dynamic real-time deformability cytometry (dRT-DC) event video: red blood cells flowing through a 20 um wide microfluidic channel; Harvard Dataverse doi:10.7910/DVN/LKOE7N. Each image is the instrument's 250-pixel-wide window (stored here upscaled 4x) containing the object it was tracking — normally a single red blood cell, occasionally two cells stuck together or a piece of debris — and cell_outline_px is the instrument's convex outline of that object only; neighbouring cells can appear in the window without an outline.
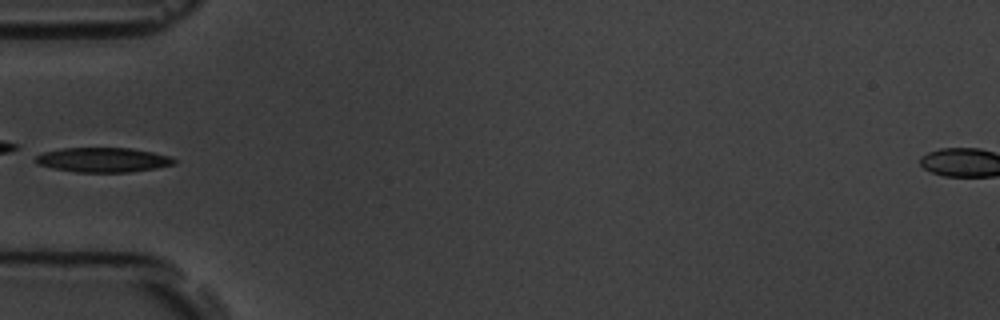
{"species": "common noctule bat (a hibernating species)", "species_latin": "Nyctalus noctula", "temperature_condition": "room temperature", "stored_images_in_passage": 7, "camera_frame_rate_fps": 3000, "um_per_image_px": 0.085, "animal": {"sex": "male", "body_mass_g": 19.5, "forearm_length_mm": 54.6}, "frame": {"image": 1, "passage_image": 5, "time_ms": 4.667, "image_size_px": [1000, 320], "cell_outline_px": [[176, 164], [156, 168], [128, 172], [76, 172], [52, 168], [36, 164], [36, 156], [44, 152], [64, 148], [132, 148], [152, 152], [168, 156], [176, 160]], "centroid_in_image_um": [8.76, 13.59], "position_along_channel_um": 76.2, "area_um2": 19.77}}
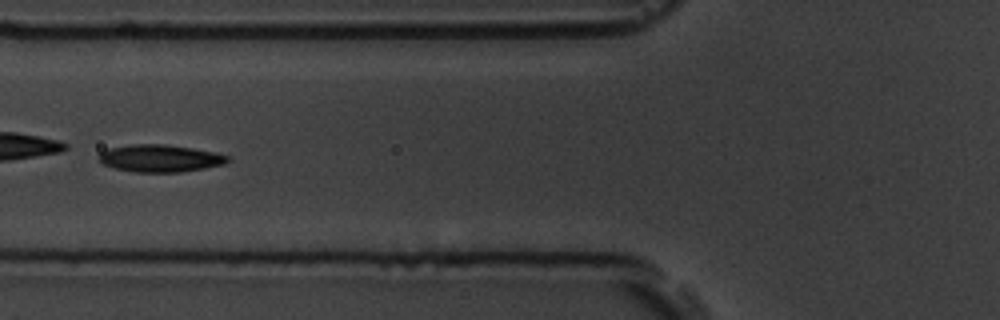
{"frame": {"image": 2, "passage_image": 6, "time_ms": 5.667, "image_size_px": [1000, 320], "cell_outline_px": [[232, 160], [224, 164], [204, 168], [180, 172], [136, 172], [116, 168], [104, 164], [100, 160], [100, 152], [108, 148], [132, 144], [164, 144], [192, 148], [216, 152], [228, 156]], "centroid_in_image_um": [13.64, 13.45], "position_along_channel_um": 112.2, "area_um2": 20.4}}
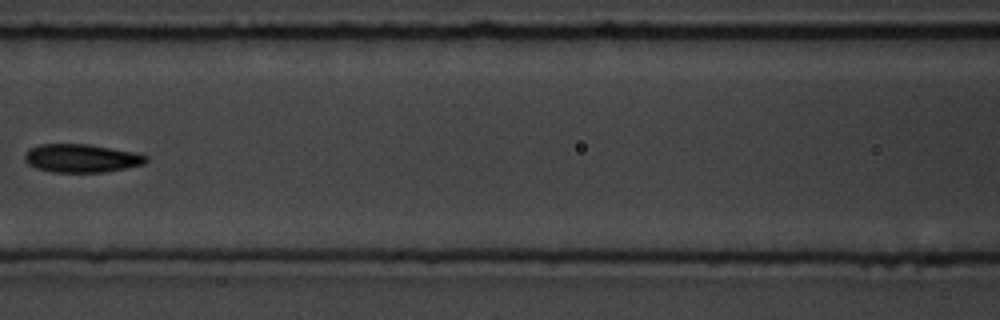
{"frame": {"image": 3, "passage_image": 7, "time_ms": 7.0, "image_size_px": [1000, 320], "cell_outline_px": [[148, 160], [144, 164], [104, 172], [52, 172], [36, 168], [28, 164], [24, 160], [24, 156], [28, 148], [40, 144], [88, 144], [132, 152], [148, 156]], "centroid_in_image_um": [6.88, 13.45], "position_along_channel_um": 159.7, "area_um2": 19.94}}